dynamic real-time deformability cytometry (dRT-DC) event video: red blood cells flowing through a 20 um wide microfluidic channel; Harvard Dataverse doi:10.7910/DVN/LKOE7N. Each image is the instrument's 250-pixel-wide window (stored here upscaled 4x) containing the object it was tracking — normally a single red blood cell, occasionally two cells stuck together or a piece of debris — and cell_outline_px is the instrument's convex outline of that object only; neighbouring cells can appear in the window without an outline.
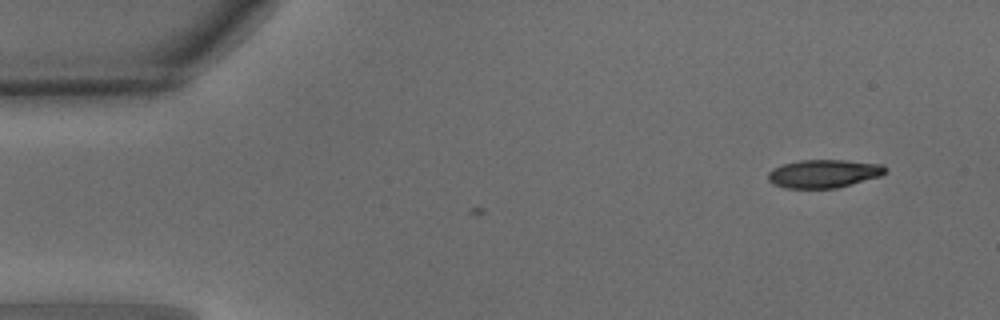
{"species": "common noctule bat (a hibernating species)", "species_latin": "Nyctalus noctula", "temperature_condition": "warm", "stored_images_in_passage": 4, "camera_frame_rate_fps": 3000, "um_per_image_px": 0.085, "animal": {"sex": "male", "body_mass_g": 15.6}, "frame": {"image": 1, "passage_image": 4, "time_ms": 1.0, "image_size_px": [1000, 320], "cell_outline_px": [[888, 172], [880, 176], [836, 188], [784, 188], [768, 180], [768, 172], [772, 168], [784, 164], [800, 160], [844, 160], [884, 164], [888, 168]], "centroid_in_image_um": [70.05, 14.75], "position_along_channel_um": 14.9, "area_um2": 19.31}}